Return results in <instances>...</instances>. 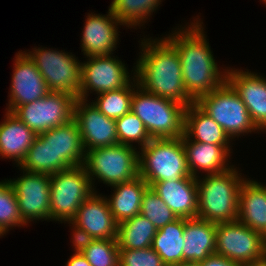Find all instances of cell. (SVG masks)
Segmentation results:
<instances>
[{
  "mask_svg": "<svg viewBox=\"0 0 266 266\" xmlns=\"http://www.w3.org/2000/svg\"><path fill=\"white\" fill-rule=\"evenodd\" d=\"M215 253L242 265L266 261V238L235 220L217 223Z\"/></svg>",
  "mask_w": 266,
  "mask_h": 266,
  "instance_id": "cell-9",
  "label": "cell"
},
{
  "mask_svg": "<svg viewBox=\"0 0 266 266\" xmlns=\"http://www.w3.org/2000/svg\"><path fill=\"white\" fill-rule=\"evenodd\" d=\"M185 218L178 217L157 230L152 242V248L161 257L167 266L182 264V251L184 245L183 232Z\"/></svg>",
  "mask_w": 266,
  "mask_h": 266,
  "instance_id": "cell-27",
  "label": "cell"
},
{
  "mask_svg": "<svg viewBox=\"0 0 266 266\" xmlns=\"http://www.w3.org/2000/svg\"><path fill=\"white\" fill-rule=\"evenodd\" d=\"M87 62H81V87L79 98L87 100L89 92L100 93L124 88L131 75L121 60L109 56H88ZM92 91V92H91Z\"/></svg>",
  "mask_w": 266,
  "mask_h": 266,
  "instance_id": "cell-12",
  "label": "cell"
},
{
  "mask_svg": "<svg viewBox=\"0 0 266 266\" xmlns=\"http://www.w3.org/2000/svg\"><path fill=\"white\" fill-rule=\"evenodd\" d=\"M26 225L20 215L16 193L9 180L0 182V229L6 233L13 227Z\"/></svg>",
  "mask_w": 266,
  "mask_h": 266,
  "instance_id": "cell-32",
  "label": "cell"
},
{
  "mask_svg": "<svg viewBox=\"0 0 266 266\" xmlns=\"http://www.w3.org/2000/svg\"><path fill=\"white\" fill-rule=\"evenodd\" d=\"M65 266H91L81 253H74Z\"/></svg>",
  "mask_w": 266,
  "mask_h": 266,
  "instance_id": "cell-39",
  "label": "cell"
},
{
  "mask_svg": "<svg viewBox=\"0 0 266 266\" xmlns=\"http://www.w3.org/2000/svg\"><path fill=\"white\" fill-rule=\"evenodd\" d=\"M199 266H244L241 263L231 261L218 254L209 255L205 260L200 261Z\"/></svg>",
  "mask_w": 266,
  "mask_h": 266,
  "instance_id": "cell-38",
  "label": "cell"
},
{
  "mask_svg": "<svg viewBox=\"0 0 266 266\" xmlns=\"http://www.w3.org/2000/svg\"><path fill=\"white\" fill-rule=\"evenodd\" d=\"M227 68V82L246 105L255 126L266 130V79L249 70ZM255 73V74H254Z\"/></svg>",
  "mask_w": 266,
  "mask_h": 266,
  "instance_id": "cell-17",
  "label": "cell"
},
{
  "mask_svg": "<svg viewBox=\"0 0 266 266\" xmlns=\"http://www.w3.org/2000/svg\"><path fill=\"white\" fill-rule=\"evenodd\" d=\"M15 58L10 99L6 108L8 112H13L20 105L44 98L50 92L45 79L26 53L19 51Z\"/></svg>",
  "mask_w": 266,
  "mask_h": 266,
  "instance_id": "cell-15",
  "label": "cell"
},
{
  "mask_svg": "<svg viewBox=\"0 0 266 266\" xmlns=\"http://www.w3.org/2000/svg\"><path fill=\"white\" fill-rule=\"evenodd\" d=\"M93 239H116L118 223L112 215L106 197L93 192L79 207L71 220Z\"/></svg>",
  "mask_w": 266,
  "mask_h": 266,
  "instance_id": "cell-19",
  "label": "cell"
},
{
  "mask_svg": "<svg viewBox=\"0 0 266 266\" xmlns=\"http://www.w3.org/2000/svg\"><path fill=\"white\" fill-rule=\"evenodd\" d=\"M174 266H199L198 263H182Z\"/></svg>",
  "mask_w": 266,
  "mask_h": 266,
  "instance_id": "cell-40",
  "label": "cell"
},
{
  "mask_svg": "<svg viewBox=\"0 0 266 266\" xmlns=\"http://www.w3.org/2000/svg\"><path fill=\"white\" fill-rule=\"evenodd\" d=\"M244 266H266V261L258 264H250V265H244Z\"/></svg>",
  "mask_w": 266,
  "mask_h": 266,
  "instance_id": "cell-41",
  "label": "cell"
},
{
  "mask_svg": "<svg viewBox=\"0 0 266 266\" xmlns=\"http://www.w3.org/2000/svg\"><path fill=\"white\" fill-rule=\"evenodd\" d=\"M141 56L134 68L137 85L148 93L186 107L195 102L186 92L179 53L164 37L141 40Z\"/></svg>",
  "mask_w": 266,
  "mask_h": 266,
  "instance_id": "cell-2",
  "label": "cell"
},
{
  "mask_svg": "<svg viewBox=\"0 0 266 266\" xmlns=\"http://www.w3.org/2000/svg\"><path fill=\"white\" fill-rule=\"evenodd\" d=\"M133 82L131 112L143 122L150 137L163 139L183 136L186 106L146 92L137 85L134 77Z\"/></svg>",
  "mask_w": 266,
  "mask_h": 266,
  "instance_id": "cell-4",
  "label": "cell"
},
{
  "mask_svg": "<svg viewBox=\"0 0 266 266\" xmlns=\"http://www.w3.org/2000/svg\"><path fill=\"white\" fill-rule=\"evenodd\" d=\"M236 168L198 179L197 217L213 223L237 220L239 191L245 180Z\"/></svg>",
  "mask_w": 266,
  "mask_h": 266,
  "instance_id": "cell-3",
  "label": "cell"
},
{
  "mask_svg": "<svg viewBox=\"0 0 266 266\" xmlns=\"http://www.w3.org/2000/svg\"><path fill=\"white\" fill-rule=\"evenodd\" d=\"M195 103L207 113L231 138L260 131L238 93L226 81L219 88L199 97Z\"/></svg>",
  "mask_w": 266,
  "mask_h": 266,
  "instance_id": "cell-7",
  "label": "cell"
},
{
  "mask_svg": "<svg viewBox=\"0 0 266 266\" xmlns=\"http://www.w3.org/2000/svg\"><path fill=\"white\" fill-rule=\"evenodd\" d=\"M77 98L62 92H49L44 98L18 106L12 113L36 135L74 119Z\"/></svg>",
  "mask_w": 266,
  "mask_h": 266,
  "instance_id": "cell-11",
  "label": "cell"
},
{
  "mask_svg": "<svg viewBox=\"0 0 266 266\" xmlns=\"http://www.w3.org/2000/svg\"><path fill=\"white\" fill-rule=\"evenodd\" d=\"M23 175L9 179L18 202L22 221L50 220V175L21 169Z\"/></svg>",
  "mask_w": 266,
  "mask_h": 266,
  "instance_id": "cell-13",
  "label": "cell"
},
{
  "mask_svg": "<svg viewBox=\"0 0 266 266\" xmlns=\"http://www.w3.org/2000/svg\"><path fill=\"white\" fill-rule=\"evenodd\" d=\"M133 87L134 84L130 81L124 88L98 94L96 101L92 103L106 117L116 120L131 111Z\"/></svg>",
  "mask_w": 266,
  "mask_h": 266,
  "instance_id": "cell-30",
  "label": "cell"
},
{
  "mask_svg": "<svg viewBox=\"0 0 266 266\" xmlns=\"http://www.w3.org/2000/svg\"><path fill=\"white\" fill-rule=\"evenodd\" d=\"M108 15L89 14L86 17L82 31V52L88 56L113 55L119 39L118 25H123L113 16L111 10Z\"/></svg>",
  "mask_w": 266,
  "mask_h": 266,
  "instance_id": "cell-18",
  "label": "cell"
},
{
  "mask_svg": "<svg viewBox=\"0 0 266 266\" xmlns=\"http://www.w3.org/2000/svg\"><path fill=\"white\" fill-rule=\"evenodd\" d=\"M82 255L91 266H119V247L116 239H94Z\"/></svg>",
  "mask_w": 266,
  "mask_h": 266,
  "instance_id": "cell-35",
  "label": "cell"
},
{
  "mask_svg": "<svg viewBox=\"0 0 266 266\" xmlns=\"http://www.w3.org/2000/svg\"><path fill=\"white\" fill-rule=\"evenodd\" d=\"M111 187L114 188V193L106 199L118 224L140 214L142 196L149 187L140 175Z\"/></svg>",
  "mask_w": 266,
  "mask_h": 266,
  "instance_id": "cell-26",
  "label": "cell"
},
{
  "mask_svg": "<svg viewBox=\"0 0 266 266\" xmlns=\"http://www.w3.org/2000/svg\"><path fill=\"white\" fill-rule=\"evenodd\" d=\"M135 147L118 143L86 151L84 166L94 191L93 180L113 186L139 175V152Z\"/></svg>",
  "mask_w": 266,
  "mask_h": 266,
  "instance_id": "cell-6",
  "label": "cell"
},
{
  "mask_svg": "<svg viewBox=\"0 0 266 266\" xmlns=\"http://www.w3.org/2000/svg\"><path fill=\"white\" fill-rule=\"evenodd\" d=\"M40 136L53 150V174L84 165L86 152L82 145L79 126L74 119L68 124L45 131Z\"/></svg>",
  "mask_w": 266,
  "mask_h": 266,
  "instance_id": "cell-16",
  "label": "cell"
},
{
  "mask_svg": "<svg viewBox=\"0 0 266 266\" xmlns=\"http://www.w3.org/2000/svg\"><path fill=\"white\" fill-rule=\"evenodd\" d=\"M217 224L201 218H185L182 263H199L215 254Z\"/></svg>",
  "mask_w": 266,
  "mask_h": 266,
  "instance_id": "cell-22",
  "label": "cell"
},
{
  "mask_svg": "<svg viewBox=\"0 0 266 266\" xmlns=\"http://www.w3.org/2000/svg\"><path fill=\"white\" fill-rule=\"evenodd\" d=\"M140 214L157 229H161L178 218L151 187H148L142 196Z\"/></svg>",
  "mask_w": 266,
  "mask_h": 266,
  "instance_id": "cell-34",
  "label": "cell"
},
{
  "mask_svg": "<svg viewBox=\"0 0 266 266\" xmlns=\"http://www.w3.org/2000/svg\"><path fill=\"white\" fill-rule=\"evenodd\" d=\"M4 232L0 229V237L3 235L4 236Z\"/></svg>",
  "mask_w": 266,
  "mask_h": 266,
  "instance_id": "cell-42",
  "label": "cell"
},
{
  "mask_svg": "<svg viewBox=\"0 0 266 266\" xmlns=\"http://www.w3.org/2000/svg\"><path fill=\"white\" fill-rule=\"evenodd\" d=\"M183 147L185 150L187 166L193 177H200L196 174L200 169L207 174H217L229 170L228 158H230V147H222L216 144H206L195 142L182 136ZM228 162V163H227Z\"/></svg>",
  "mask_w": 266,
  "mask_h": 266,
  "instance_id": "cell-21",
  "label": "cell"
},
{
  "mask_svg": "<svg viewBox=\"0 0 266 266\" xmlns=\"http://www.w3.org/2000/svg\"><path fill=\"white\" fill-rule=\"evenodd\" d=\"M178 28L165 37L179 53L183 83L187 94L196 101L219 88L227 80V70H218L200 20ZM185 28V29H184ZM184 29V30H183Z\"/></svg>",
  "mask_w": 266,
  "mask_h": 266,
  "instance_id": "cell-1",
  "label": "cell"
},
{
  "mask_svg": "<svg viewBox=\"0 0 266 266\" xmlns=\"http://www.w3.org/2000/svg\"><path fill=\"white\" fill-rule=\"evenodd\" d=\"M19 169L49 175L53 174V150L49 144H45L40 135L36 136Z\"/></svg>",
  "mask_w": 266,
  "mask_h": 266,
  "instance_id": "cell-33",
  "label": "cell"
},
{
  "mask_svg": "<svg viewBox=\"0 0 266 266\" xmlns=\"http://www.w3.org/2000/svg\"><path fill=\"white\" fill-rule=\"evenodd\" d=\"M88 100L78 98L74 120L79 126L82 145L86 151L118 144L115 119L106 117Z\"/></svg>",
  "mask_w": 266,
  "mask_h": 266,
  "instance_id": "cell-14",
  "label": "cell"
},
{
  "mask_svg": "<svg viewBox=\"0 0 266 266\" xmlns=\"http://www.w3.org/2000/svg\"><path fill=\"white\" fill-rule=\"evenodd\" d=\"M50 221H71L94 191L84 165L50 175Z\"/></svg>",
  "mask_w": 266,
  "mask_h": 266,
  "instance_id": "cell-8",
  "label": "cell"
},
{
  "mask_svg": "<svg viewBox=\"0 0 266 266\" xmlns=\"http://www.w3.org/2000/svg\"><path fill=\"white\" fill-rule=\"evenodd\" d=\"M237 220L266 238V186L245 179L239 191Z\"/></svg>",
  "mask_w": 266,
  "mask_h": 266,
  "instance_id": "cell-23",
  "label": "cell"
},
{
  "mask_svg": "<svg viewBox=\"0 0 266 266\" xmlns=\"http://www.w3.org/2000/svg\"><path fill=\"white\" fill-rule=\"evenodd\" d=\"M140 150L139 175L149 186L155 182L193 177L188 170L182 136L151 139Z\"/></svg>",
  "mask_w": 266,
  "mask_h": 266,
  "instance_id": "cell-5",
  "label": "cell"
},
{
  "mask_svg": "<svg viewBox=\"0 0 266 266\" xmlns=\"http://www.w3.org/2000/svg\"><path fill=\"white\" fill-rule=\"evenodd\" d=\"M149 187L180 218H196L198 186L196 177L152 183Z\"/></svg>",
  "mask_w": 266,
  "mask_h": 266,
  "instance_id": "cell-20",
  "label": "cell"
},
{
  "mask_svg": "<svg viewBox=\"0 0 266 266\" xmlns=\"http://www.w3.org/2000/svg\"><path fill=\"white\" fill-rule=\"evenodd\" d=\"M119 266H167L152 248L119 249Z\"/></svg>",
  "mask_w": 266,
  "mask_h": 266,
  "instance_id": "cell-36",
  "label": "cell"
},
{
  "mask_svg": "<svg viewBox=\"0 0 266 266\" xmlns=\"http://www.w3.org/2000/svg\"><path fill=\"white\" fill-rule=\"evenodd\" d=\"M68 222L69 225L72 224L73 228V235L71 238L72 243L74 245V252L75 253H81L91 244V242L94 240L93 237L88 234L84 229L80 228L78 225H76L72 221H65V223Z\"/></svg>",
  "mask_w": 266,
  "mask_h": 266,
  "instance_id": "cell-37",
  "label": "cell"
},
{
  "mask_svg": "<svg viewBox=\"0 0 266 266\" xmlns=\"http://www.w3.org/2000/svg\"><path fill=\"white\" fill-rule=\"evenodd\" d=\"M184 135L195 142L231 147L228 134L195 102L185 109Z\"/></svg>",
  "mask_w": 266,
  "mask_h": 266,
  "instance_id": "cell-25",
  "label": "cell"
},
{
  "mask_svg": "<svg viewBox=\"0 0 266 266\" xmlns=\"http://www.w3.org/2000/svg\"><path fill=\"white\" fill-rule=\"evenodd\" d=\"M157 228L141 214L118 224L117 244L122 250L152 247Z\"/></svg>",
  "mask_w": 266,
  "mask_h": 266,
  "instance_id": "cell-28",
  "label": "cell"
},
{
  "mask_svg": "<svg viewBox=\"0 0 266 266\" xmlns=\"http://www.w3.org/2000/svg\"><path fill=\"white\" fill-rule=\"evenodd\" d=\"M33 49L25 53L38 68L50 92L67 93L78 99L81 87L80 61L72 53L49 48Z\"/></svg>",
  "mask_w": 266,
  "mask_h": 266,
  "instance_id": "cell-10",
  "label": "cell"
},
{
  "mask_svg": "<svg viewBox=\"0 0 266 266\" xmlns=\"http://www.w3.org/2000/svg\"><path fill=\"white\" fill-rule=\"evenodd\" d=\"M118 143L133 146V142L139 148L146 146L151 137L148 134L143 122L131 111L115 120Z\"/></svg>",
  "mask_w": 266,
  "mask_h": 266,
  "instance_id": "cell-31",
  "label": "cell"
},
{
  "mask_svg": "<svg viewBox=\"0 0 266 266\" xmlns=\"http://www.w3.org/2000/svg\"><path fill=\"white\" fill-rule=\"evenodd\" d=\"M36 136L19 118L7 111L0 123V156L14 160L19 167Z\"/></svg>",
  "mask_w": 266,
  "mask_h": 266,
  "instance_id": "cell-24",
  "label": "cell"
},
{
  "mask_svg": "<svg viewBox=\"0 0 266 266\" xmlns=\"http://www.w3.org/2000/svg\"><path fill=\"white\" fill-rule=\"evenodd\" d=\"M161 0H112L109 9L123 26H143L158 8ZM140 24V25H139ZM142 24V25H141Z\"/></svg>",
  "mask_w": 266,
  "mask_h": 266,
  "instance_id": "cell-29",
  "label": "cell"
}]
</instances>
